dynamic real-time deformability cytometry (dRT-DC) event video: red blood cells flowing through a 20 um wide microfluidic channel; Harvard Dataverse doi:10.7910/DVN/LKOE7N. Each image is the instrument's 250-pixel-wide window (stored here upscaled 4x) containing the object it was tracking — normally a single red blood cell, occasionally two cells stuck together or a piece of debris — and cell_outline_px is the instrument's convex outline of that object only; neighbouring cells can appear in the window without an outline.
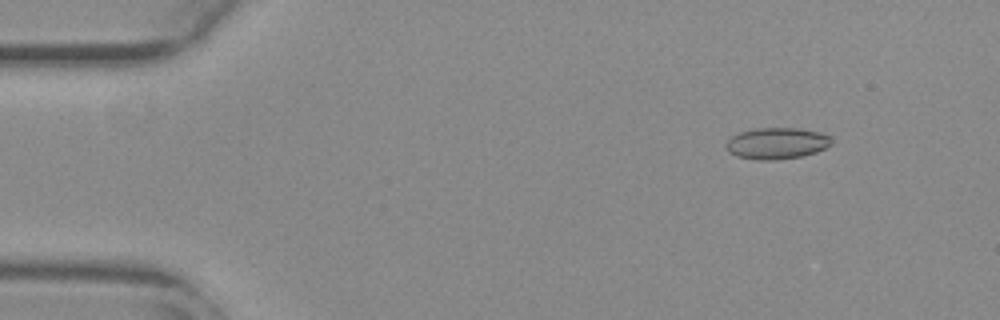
{"species": "common noctule bat (a hibernating species)", "species_latin": "Nyctalus noctula", "temperature_condition": "warm", "stored_images_in_passage": 55, "camera_frame_rate_fps": 3000, "um_per_image_px": 0.085, "animal": {"sex": "female", "body_mass_g": 29.2, "forearm_length_mm": 56.3}, "frame": {"image": 1, "passage_image": 7, "time_ms": 2.0, "image_size_px": [1000, 320], "cell_outline_px": [[832, 144], [816, 152], [800, 156], [772, 160], [756, 160], [736, 156], [728, 152], [724, 144], [732, 136], [740, 132], [756, 128], [796, 128], [820, 132], [832, 136]], "centroid_in_image_um": [66.01, 12.18], "position_along_channel_um": 19.0, "area_um2": 19.36}}
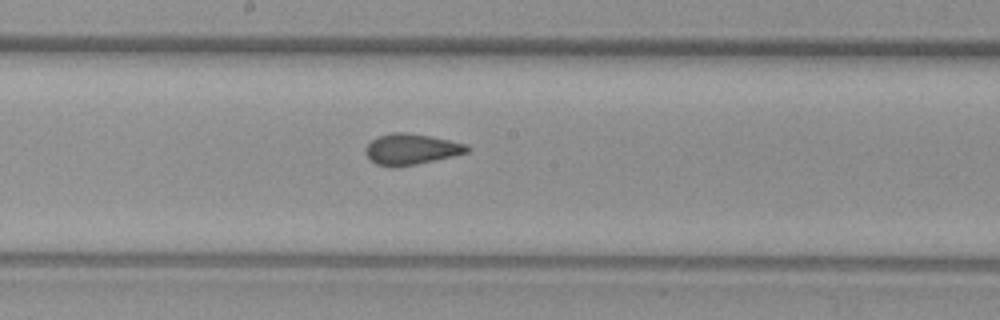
{"frame": {"image": 2, "passage_image": 30, "time_ms": 9.667, "image_size_px": [1000, 320], "cell_outline_px": [[472, 148], [468, 152], [452, 156], [416, 164], [396, 168], [392, 168], [376, 164], [368, 160], [364, 152], [364, 148], [376, 136], [392, 132], [408, 132], [432, 136], [468, 144]], "centroid_in_image_um": [34.92, 12.68], "position_along_channel_um": 213.3, "area_um2": 18.73}}
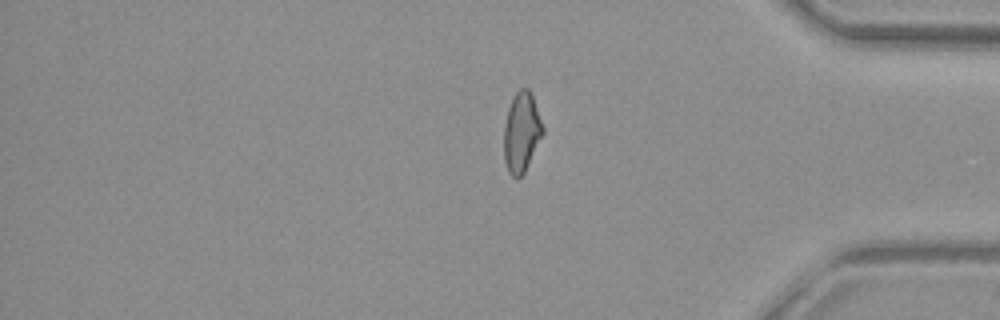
{"frame": {"image": 3, "passage_image": 46, "time_ms": 15.0, "image_size_px": [1000, 320], "cell_outline_px": [[544, 132], [524, 172], [516, 180], [508, 172], [504, 160], [504, 124], [508, 108], [512, 96], [520, 88], [528, 88], [532, 92], [544, 128]], "centroid_in_image_um": [44.32, 11.21], "position_along_channel_um": 390.9, "area_um2": 18.26}, "authors_computed_cell_mechanics": {"area_um2": 18.4382, "velocity_mm_per_s": 3.7833, "shape_relaxation_time_tau1_ms": null, "shape_relaxation_time_tau2_ms": 1.0786, "deformation_change_tau1": null, "deformation_change_tau2": 0.0749}}